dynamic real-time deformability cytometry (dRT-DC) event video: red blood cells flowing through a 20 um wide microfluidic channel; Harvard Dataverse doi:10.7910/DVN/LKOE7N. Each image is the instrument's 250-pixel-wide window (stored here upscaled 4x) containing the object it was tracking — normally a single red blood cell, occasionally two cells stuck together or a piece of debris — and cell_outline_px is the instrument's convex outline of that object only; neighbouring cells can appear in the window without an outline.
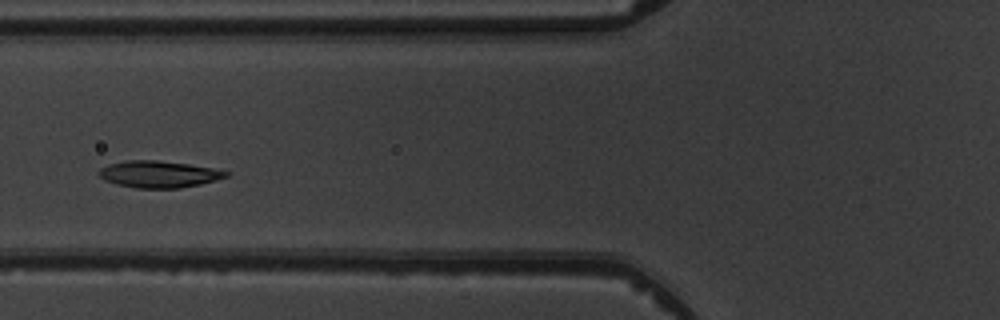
{"species": "common noctule bat (a hibernating species)", "species_latin": "Nyctalus noctula", "temperature_condition": "warm", "stored_images_in_passage": 6, "camera_frame_rate_fps": 3000, "um_per_image_px": 0.085, "animal": {"sex": "male", "body_mass_g": 19.5, "forearm_length_mm": 54.6}, "frame": {"image": 1, "passage_image": 4, "time_ms": 3.667, "image_size_px": [1000, 320], "cell_outline_px": [[232, 172], [228, 176], [216, 180], [200, 184], [180, 188], [136, 188], [116, 184], [104, 180], [96, 172], [100, 168], [108, 164], [124, 160], [160, 160], [188, 164], [212, 168]], "centroid_in_image_um": [13.47, 14.8], "position_along_channel_um": 112.3, "area_um2": 20.0}}
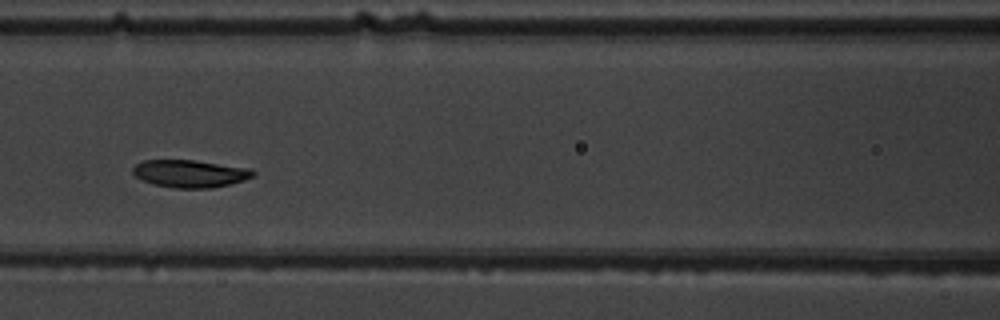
{"frame": {"image": 2, "passage_image": 5, "time_ms": 4.667, "image_size_px": [1000, 320], "cell_outline_px": [[256, 176], [244, 180], [212, 188], [176, 188], [152, 184], [136, 176], [132, 172], [132, 168], [136, 164], [144, 160], [196, 160], [252, 168], [256, 172]], "centroid_in_image_um": [16.2, 14.75], "position_along_channel_um": 150.4, "area_um2": 19.42}}
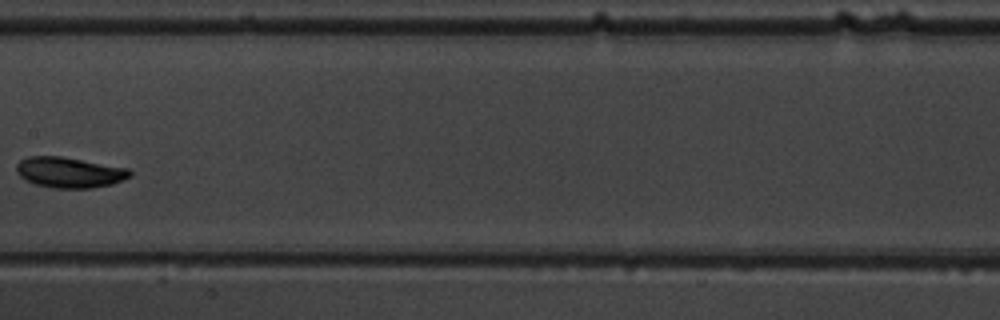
{"frame": {"image": 3, "passage_image": 6, "time_ms": 6.0, "image_size_px": [1000, 320], "cell_outline_px": [[132, 176], [124, 180], [112, 184], [92, 188], [52, 188], [36, 184], [24, 180], [16, 172], [16, 164], [20, 160], [28, 156], [64, 156], [128, 168], [132, 172]], "centroid_in_image_um": [5.91, 14.65], "position_along_channel_um": 201.5, "area_um2": 20.52}}